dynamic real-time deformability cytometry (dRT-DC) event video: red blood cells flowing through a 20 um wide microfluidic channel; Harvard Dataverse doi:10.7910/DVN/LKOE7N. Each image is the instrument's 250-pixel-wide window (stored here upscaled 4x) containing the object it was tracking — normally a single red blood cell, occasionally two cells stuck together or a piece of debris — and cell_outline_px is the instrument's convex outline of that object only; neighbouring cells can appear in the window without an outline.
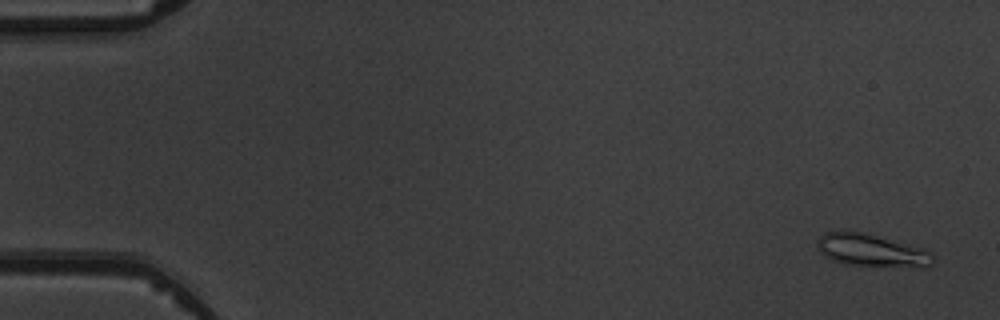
{"species": "common noctule bat (a hibernating species)", "species_latin": "Nyctalus noctula", "temperature_condition": "warm", "stored_images_in_passage": 5, "camera_frame_rate_fps": 3000, "um_per_image_px": 0.085, "animal": {"sex": "male", "body_mass_g": 19.5, "forearm_length_mm": 54.6}, "frame": {"image": 1, "passage_image": 1, "time_ms": 0.0, "image_size_px": [1000, 320], "cell_outline_px": [[936, 260], [932, 264], [924, 268], [844, 264], [832, 260], [824, 256], [820, 252], [816, 244], [816, 240], [824, 232], [860, 232], [924, 248], [932, 252], [936, 256]], "centroid_in_image_um": [74.14, 21.31], "position_along_channel_um": 10.9, "area_um2": 22.08}}